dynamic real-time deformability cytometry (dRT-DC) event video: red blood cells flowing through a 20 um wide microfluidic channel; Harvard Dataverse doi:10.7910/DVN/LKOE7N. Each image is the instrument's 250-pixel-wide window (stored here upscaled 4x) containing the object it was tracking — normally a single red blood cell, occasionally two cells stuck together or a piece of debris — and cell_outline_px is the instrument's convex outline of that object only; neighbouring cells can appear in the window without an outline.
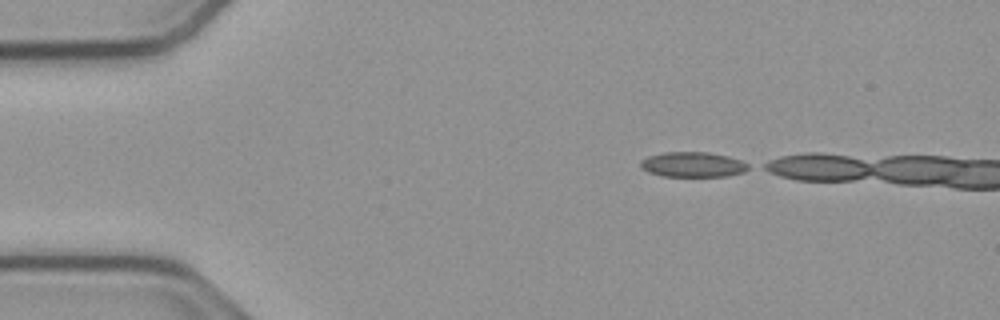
{"species": "common noctule bat (a hibernating species)", "species_latin": "Nyctalus noctula", "temperature_condition": "cold", "stored_images_in_passage": 4, "camera_frame_rate_fps": 3000, "um_per_image_px": 0.085, "animal": {"sex": "male", "body_mass_g": 23.1, "forearm_length_mm": 52.7}, "frame": {"image": 1, "passage_image": 1, "time_ms": 0.0, "image_size_px": [1000, 320], "cell_outline_px": [[752, 168], [744, 172], [728, 176], [664, 176], [648, 172], [640, 168], [640, 160], [648, 156], [664, 152], [708, 152], [728, 156], [740, 160], [748, 164]], "centroid_in_image_um": [58.9, 13.98], "position_along_channel_um": 26.1, "area_um2": 15.9}}